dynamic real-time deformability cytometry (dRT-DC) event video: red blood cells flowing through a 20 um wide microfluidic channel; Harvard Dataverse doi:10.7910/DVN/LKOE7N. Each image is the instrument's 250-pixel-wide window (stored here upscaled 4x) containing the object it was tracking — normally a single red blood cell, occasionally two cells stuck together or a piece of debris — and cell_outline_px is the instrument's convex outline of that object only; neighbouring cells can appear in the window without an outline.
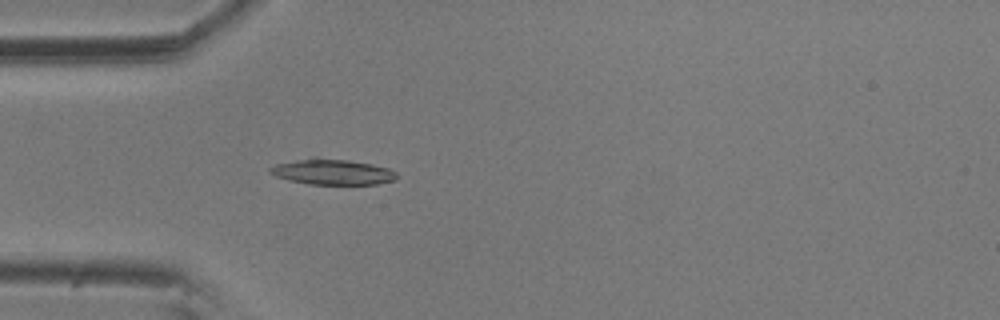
{"species": "common noctule bat (a hibernating species)", "species_latin": "Nyctalus noctula", "temperature_condition": "room temperature", "stored_images_in_passage": 6, "camera_frame_rate_fps": 3000, "um_per_image_px": 0.085, "animal": {"sex": "male", "body_mass_g": 20.5, "forearm_length_mm": 52.5}, "frame": {"image": 1, "passage_image": 6, "time_ms": 1.667, "image_size_px": [1000, 320], "cell_outline_px": [[396, 180], [380, 184], [308, 184], [276, 176], [268, 172], [268, 168], [276, 164], [316, 156], [348, 160], [372, 164], [388, 168], [396, 172]], "centroid_in_image_um": [28.26, 14.6], "position_along_channel_um": 56.7, "area_um2": 18.96}}